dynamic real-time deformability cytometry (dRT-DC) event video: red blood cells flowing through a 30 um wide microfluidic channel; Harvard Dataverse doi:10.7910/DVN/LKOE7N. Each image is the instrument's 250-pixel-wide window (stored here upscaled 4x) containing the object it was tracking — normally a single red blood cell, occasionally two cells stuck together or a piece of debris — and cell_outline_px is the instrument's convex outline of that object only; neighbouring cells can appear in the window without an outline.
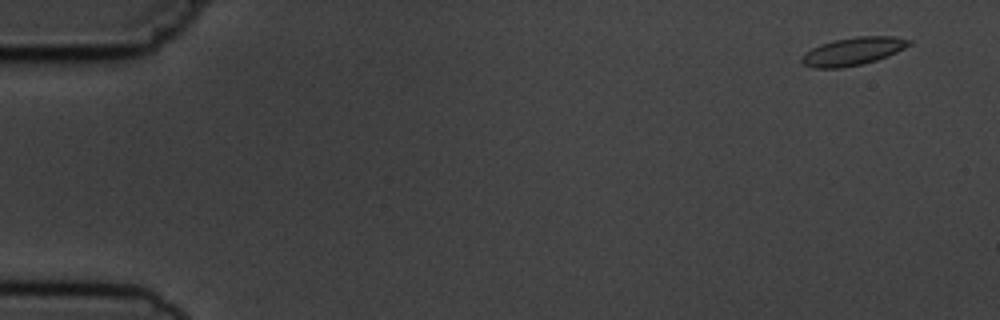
{"species": "common noctule bat (a hibernating species)", "species_latin": "Nyctalus noctula", "temperature_condition": "cold", "stored_images_in_passage": 4, "camera_frame_rate_fps": 3000, "um_per_image_px": 0.085, "animal": {"sex": "male", "body_mass_g": 19.5, "forearm_length_mm": 54.6}, "frame": {"image": 1, "passage_image": 1, "time_ms": 0.0, "image_size_px": [1000, 320], "cell_outline_px": [[912, 44], [888, 56], [876, 60], [860, 64], [840, 68], [812, 68], [804, 64], [800, 60], [812, 48], [820, 44], [832, 40], [856, 36], [892, 36], [912, 40]], "centroid_in_image_um": [72.53, 4.35], "position_along_channel_um": 12.5, "area_um2": 17.34}}
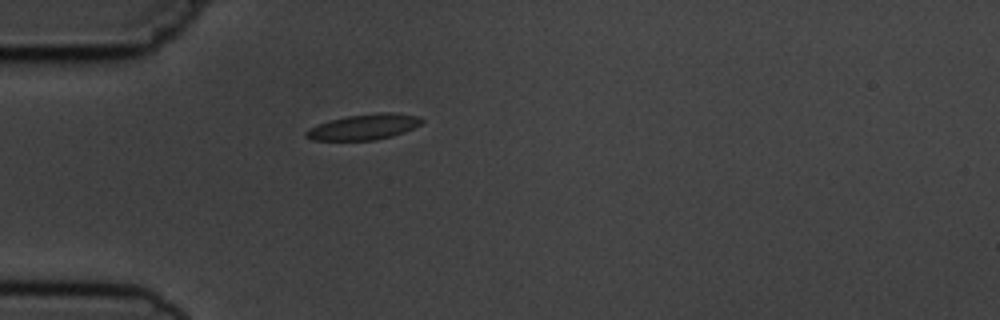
{"frame": {"image": 2, "passage_image": 4, "time_ms": 4.333, "image_size_px": [1000, 320], "cell_outline_px": [[424, 120], [420, 124], [404, 132], [392, 136], [372, 140], [312, 140], [304, 136], [304, 132], [308, 128], [332, 120], [348, 116], [376, 112], [392, 112], [416, 116]], "centroid_in_image_um": [30.91, 10.79], "position_along_channel_um": 54.1, "area_um2": 17.05}}